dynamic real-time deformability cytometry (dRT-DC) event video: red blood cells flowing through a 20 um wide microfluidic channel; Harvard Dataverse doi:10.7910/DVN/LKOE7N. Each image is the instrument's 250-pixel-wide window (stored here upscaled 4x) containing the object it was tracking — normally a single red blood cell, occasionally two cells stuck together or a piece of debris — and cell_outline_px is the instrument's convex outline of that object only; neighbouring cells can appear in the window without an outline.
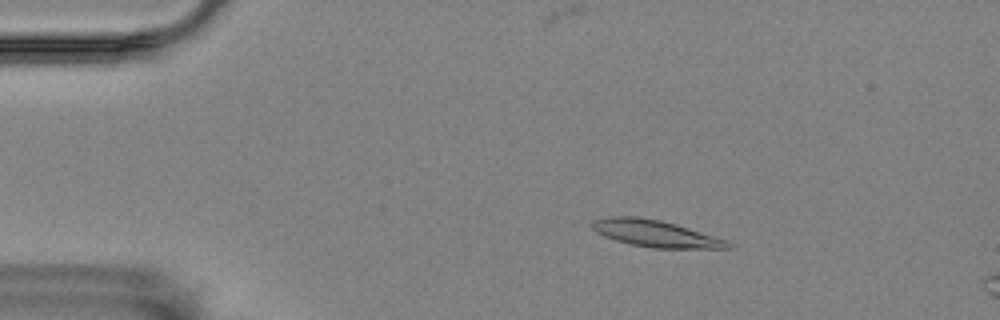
{"species": "Egyptian fruit bat (a non-hibernating species)", "species_latin": "Rousettus aegyptiacus", "temperature_condition": "room temperature", "stored_images_in_passage": 50, "camera_frame_rate_fps": 3000, "um_per_image_px": 0.085, "animal": {"sex": "female"}, "frame": {"image": 1, "passage_image": 3, "time_ms": 0.667, "image_size_px": [1000, 320], "cell_outline_px": [[736, 248], [652, 248], [632, 244], [616, 240], [604, 236], [596, 232], [592, 228], [592, 220], [608, 216], [636, 216], [660, 220], [676, 224], [728, 240], [736, 244]], "centroid_in_image_um": [55.76, 19.85], "position_along_channel_um": 29.2, "area_um2": 21.33}}
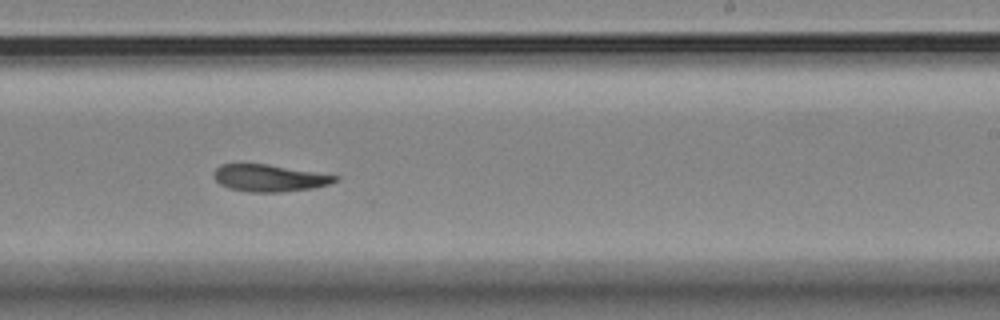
{"frame": {"image": 2, "passage_image": 28, "time_ms": 9.0, "image_size_px": [1000, 320], "cell_outline_px": [[340, 180], [316, 188], [280, 192], [248, 192], [228, 188], [220, 184], [212, 176], [212, 172], [220, 164], [268, 164], [340, 176]], "centroid_in_image_um": [22.9, 15.13], "position_along_channel_um": 266.1, "area_um2": 19.31}}
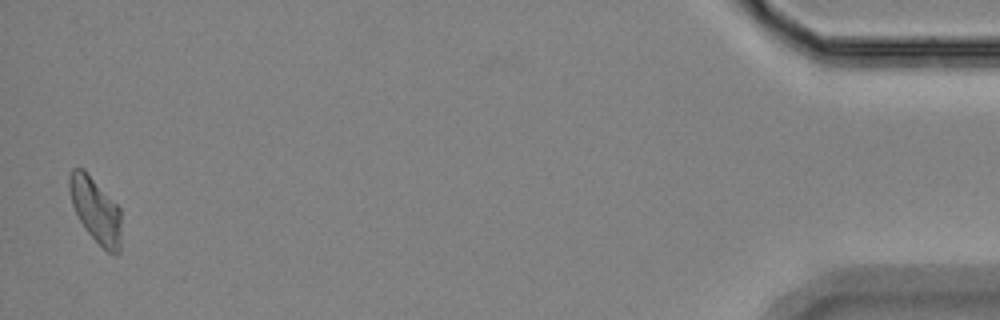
{"frame": {"image": 3, "passage_image": 49, "time_ms": 16.0, "image_size_px": [1000, 320], "cell_outline_px": [[120, 252], [116, 256], [108, 252], [84, 228], [72, 204], [68, 188], [68, 176], [72, 168], [84, 168], [120, 208]], "centroid_in_image_um": [8.11, 17.83], "position_along_channel_um": 427.1, "area_um2": 19.59}, "authors_computed_cell_mechanics": {"area_um2": 20.0566, "velocity_mm_per_s": 3.5098, "shape_relaxation_time_tau1_ms": 4.2272, "shape_relaxation_time_tau2_ms": 6.3341, "deformation_change_tau1": 0.1339, "deformation_change_tau2": 0.0948}}